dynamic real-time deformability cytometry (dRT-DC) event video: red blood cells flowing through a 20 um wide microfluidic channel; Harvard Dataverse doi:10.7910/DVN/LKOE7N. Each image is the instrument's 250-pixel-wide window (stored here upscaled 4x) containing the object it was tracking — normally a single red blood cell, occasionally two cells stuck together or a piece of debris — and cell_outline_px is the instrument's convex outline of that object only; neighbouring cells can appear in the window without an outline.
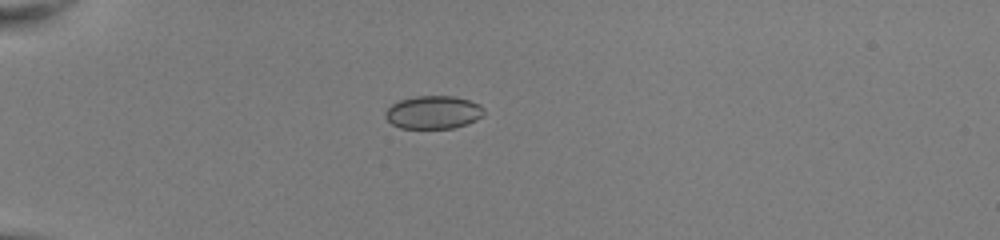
{"species": "common noctule bat (a hibernating species)", "species_latin": "Nyctalus noctula", "temperature_condition": "room temperature", "stored_images_in_passage": 37, "camera_frame_rate_fps": 3000, "um_per_image_px": 0.085, "animal": {"sex": "female", "body_mass_g": 22.0, "forearm_length_mm": 56.7}, "frame": {"image": 1, "passage_image": 1, "time_ms": 0.0, "image_size_px": [1000, 240], "cell_outline_px": [[484, 112], [476, 120], [468, 124], [452, 128], [400, 128], [392, 124], [384, 116], [384, 112], [392, 104], [400, 100], [416, 96], [452, 96], [468, 100], [480, 104], [484, 108]], "centroid_in_image_um": [36.82, 9.55], "position_along_channel_um": 48.2, "area_um2": 18.96}}
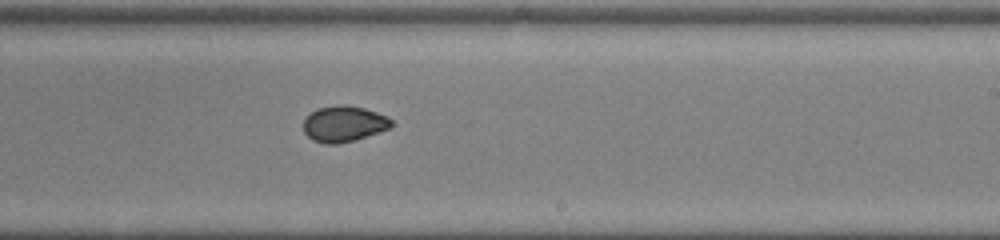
{"frame": {"image": 2, "passage_image": 19, "time_ms": 6.0, "image_size_px": [1000, 240], "cell_outline_px": [[392, 128], [352, 140], [336, 144], [324, 144], [312, 140], [304, 132], [304, 120], [316, 108], [336, 104], [344, 104], [364, 108], [376, 112], [392, 120]], "centroid_in_image_um": [29.21, 10.52], "position_along_channel_um": 259.8, "area_um2": 18.32}}
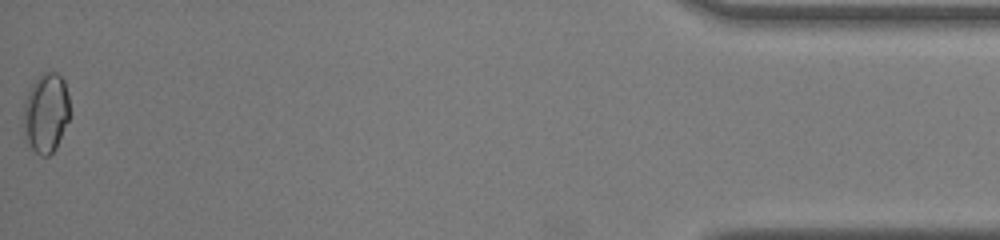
{"frame": {"image": 3, "passage_image": 37, "time_ms": 12.0, "image_size_px": [1000, 240], "cell_outline_px": [[68, 120], [56, 148], [48, 156], [40, 156], [32, 148], [24, 136], [24, 104], [28, 92], [32, 84], [44, 72], [56, 72], [64, 80], [68, 96]], "centroid_in_image_um": [3.9, 9.61], "position_along_channel_um": 431.3, "area_um2": 21.1}, "authors_computed_cell_mechanics": {"area_um2": 18.6116, "velocity_mm_per_s": 4.0823, "shape_relaxation_time_tau1_ms": null, "shape_relaxation_time_tau2_ms": 0.9048, "deformation_change_tau1": null, "deformation_change_tau2": 0.0343}}